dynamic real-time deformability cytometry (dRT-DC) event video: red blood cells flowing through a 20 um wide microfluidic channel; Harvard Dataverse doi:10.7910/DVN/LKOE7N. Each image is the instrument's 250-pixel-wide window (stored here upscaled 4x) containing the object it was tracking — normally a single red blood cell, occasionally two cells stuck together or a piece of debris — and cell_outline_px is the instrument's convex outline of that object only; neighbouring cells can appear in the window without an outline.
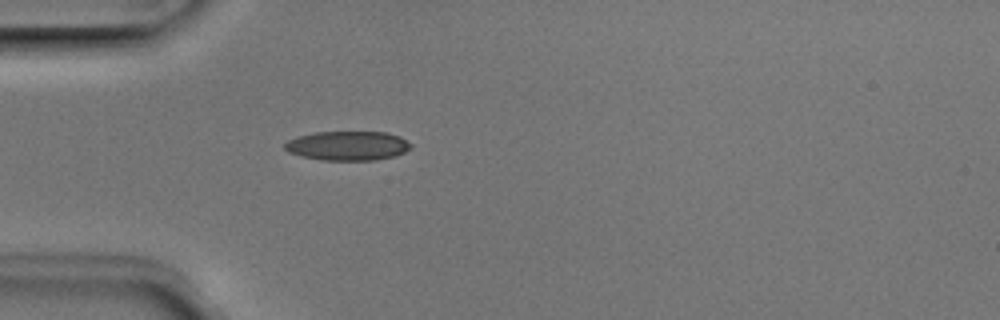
{"species": "Egyptian fruit bat (a non-hibernating species)", "species_latin": "Rousettus aegyptiacus", "temperature_condition": "room temperature", "stored_images_in_passage": 5, "camera_frame_rate_fps": 3000, "um_per_image_px": 0.085, "animal": {"sex": "male"}, "frame": {"image": 1, "passage_image": 5, "time_ms": 1.333, "image_size_px": [1000, 320], "cell_outline_px": [[412, 148], [396, 156], [376, 160], [320, 160], [300, 156], [288, 152], [284, 148], [284, 144], [288, 140], [296, 136], [316, 132], [388, 132], [400, 136], [412, 144]], "centroid_in_image_um": [29.56, 12.39], "position_along_channel_um": 55.4, "area_um2": 21.79}}